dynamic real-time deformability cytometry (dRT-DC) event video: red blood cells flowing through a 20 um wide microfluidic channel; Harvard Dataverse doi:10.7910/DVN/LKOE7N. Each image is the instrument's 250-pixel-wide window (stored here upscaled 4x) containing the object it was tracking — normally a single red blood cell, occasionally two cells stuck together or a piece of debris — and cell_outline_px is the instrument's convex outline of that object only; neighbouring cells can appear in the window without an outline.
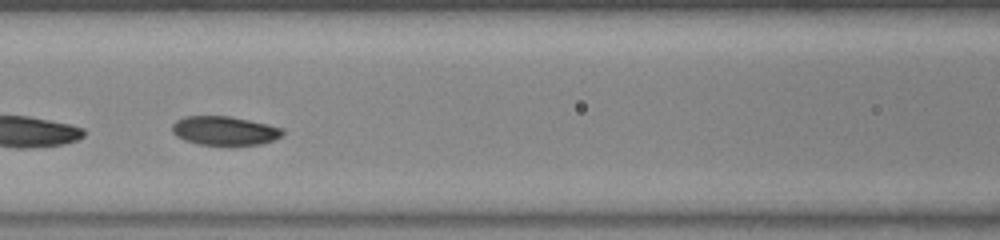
{"species": "common noctule bat (a hibernating species)", "species_latin": "Nyctalus noctula", "temperature_condition": "warm", "stored_images_in_passage": 13, "camera_frame_rate_fps": 3000, "um_per_image_px": 0.085, "animal": {"sex": "female", "body_mass_g": 23.0, "forearm_length_mm": 53.4}, "frame": {"image": 1, "passage_image": 8, "time_ms": 2.333, "image_size_px": [1000, 240], "cell_outline_px": [[284, 132], [280, 136], [272, 140], [260, 144], [200, 144], [184, 140], [176, 136], [172, 132], [172, 124], [176, 120], [184, 116], [228, 116], [248, 120], [284, 128]], "centroid_in_image_um": [19.05, 11.09], "position_along_channel_um": 147.6, "area_um2": 18.32}}
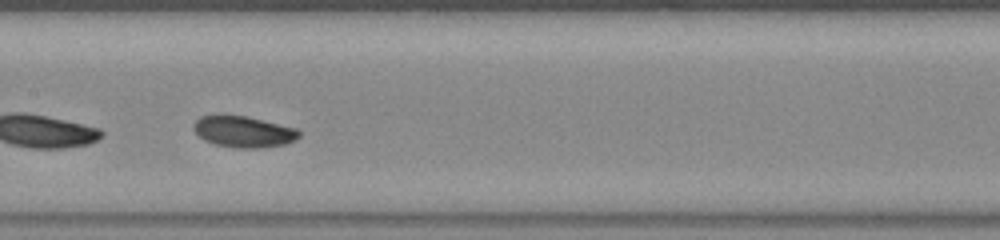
{"frame": {"image": 2, "passage_image": 11, "time_ms": 3.333, "image_size_px": [1000, 240], "cell_outline_px": [[300, 136], [296, 140], [284, 144], [264, 148], [236, 148], [216, 144], [204, 140], [192, 128], [196, 120], [200, 116], [248, 116], [296, 128], [300, 132]], "centroid_in_image_um": [20.74, 11.21], "position_along_channel_um": 186.7, "area_um2": 19.07}}